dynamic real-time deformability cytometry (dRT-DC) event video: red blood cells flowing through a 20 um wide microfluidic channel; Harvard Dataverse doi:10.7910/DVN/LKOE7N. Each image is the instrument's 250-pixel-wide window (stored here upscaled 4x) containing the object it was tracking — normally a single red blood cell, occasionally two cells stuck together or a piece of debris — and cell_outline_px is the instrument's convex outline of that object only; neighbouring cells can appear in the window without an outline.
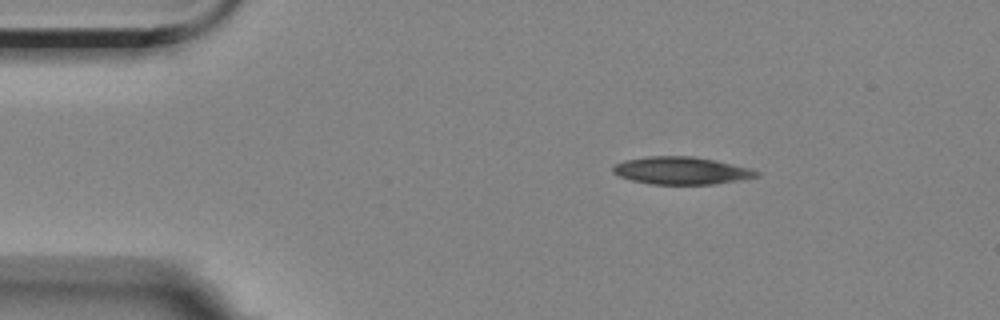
{"species": "Egyptian fruit bat (a non-hibernating species)", "species_latin": "Rousettus aegyptiacus", "temperature_condition": "room temperature", "stored_images_in_passage": 2, "camera_frame_rate_fps": 3000, "um_per_image_px": 0.085, "animal": {"sex": "female"}, "frame": {"image": 1, "passage_image": 1, "time_ms": 0.0, "image_size_px": [1000, 320], "cell_outline_px": [[760, 176], [740, 180], [712, 184], [652, 184], [632, 180], [620, 176], [612, 172], [612, 164], [624, 160], [648, 156], [696, 156], [716, 160], [752, 168], [760, 172]], "centroid_in_image_um": [57.93, 14.49], "position_along_channel_um": 27.1, "area_um2": 23.24}}